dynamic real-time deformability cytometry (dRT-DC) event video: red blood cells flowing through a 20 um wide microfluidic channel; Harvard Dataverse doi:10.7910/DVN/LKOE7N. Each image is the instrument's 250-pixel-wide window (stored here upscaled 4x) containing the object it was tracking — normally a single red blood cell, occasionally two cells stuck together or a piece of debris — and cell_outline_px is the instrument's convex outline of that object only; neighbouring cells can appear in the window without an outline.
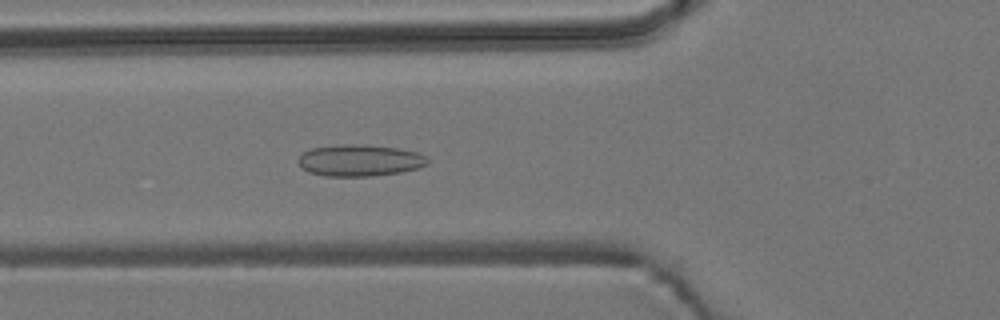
{"species": "common noctule bat (a hibernating species)", "species_latin": "Nyctalus noctula", "temperature_condition": "room temperature", "stored_images_in_passage": 6, "camera_frame_rate_fps": 3000, "um_per_image_px": 0.085, "animal": {"sex": "male", "body_mass_g": 19.2, "forearm_length_mm": 51.8}, "frame": {"image": 1, "passage_image": 6, "time_ms": 1.667, "image_size_px": [1000, 320], "cell_outline_px": [[428, 164], [420, 168], [400, 172], [372, 176], [324, 176], [308, 172], [300, 168], [300, 156], [304, 152], [312, 148], [344, 144], [364, 144], [396, 148], [416, 152], [424, 156], [428, 160]], "centroid_in_image_um": [30.57, 13.64], "position_along_channel_um": 95.2, "area_um2": 23.76}}